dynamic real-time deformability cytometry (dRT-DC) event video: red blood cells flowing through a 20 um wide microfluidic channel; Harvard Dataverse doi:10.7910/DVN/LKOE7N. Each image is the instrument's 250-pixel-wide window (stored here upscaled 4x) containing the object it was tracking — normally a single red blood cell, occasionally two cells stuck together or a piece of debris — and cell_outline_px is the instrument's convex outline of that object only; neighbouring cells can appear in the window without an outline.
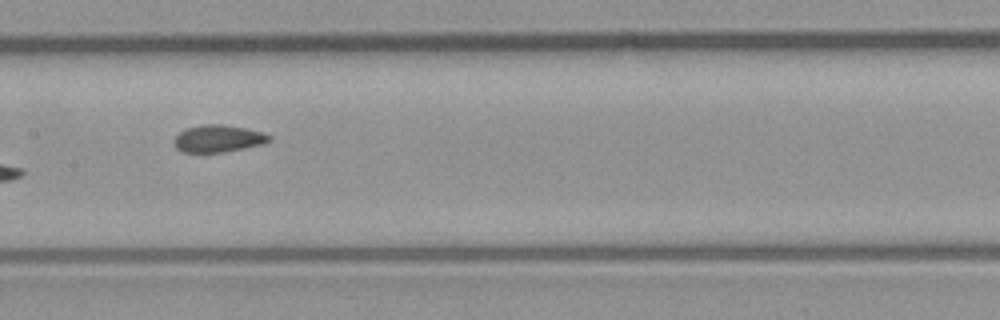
{"species": "common noctule bat (a hibernating species)", "species_latin": "Nyctalus noctula", "temperature_condition": "room temperature", "stored_images_in_passage": 10, "camera_frame_rate_fps": 3000, "um_per_image_px": 0.085, "animal": {"sex": "male", "body_mass_g": 23.1, "forearm_length_mm": 52.7}, "frame": {"image": 1, "passage_image": 9, "time_ms": 2.667, "image_size_px": [1000, 320], "cell_outline_px": [[272, 140], [264, 144], [224, 152], [184, 152], [176, 148], [172, 140], [184, 128], [200, 124], [224, 124], [264, 132], [272, 136]], "centroid_in_image_um": [18.55, 11.77], "position_along_channel_um": 188.8, "area_um2": 15.32}}
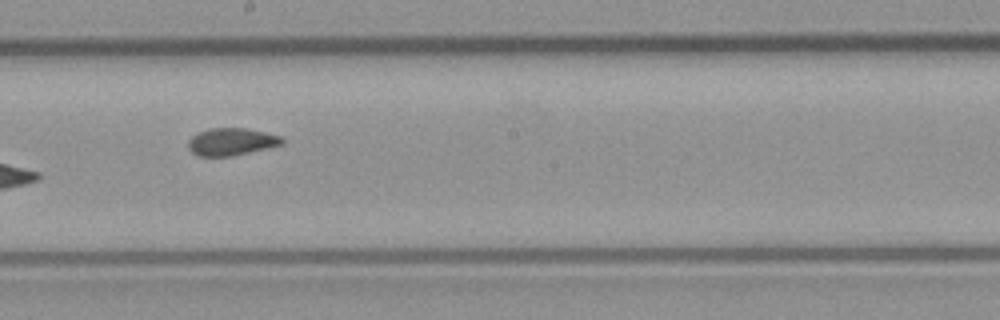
{"frame": {"image": 2, "passage_image": 10, "time_ms": 3.0, "image_size_px": [1000, 320], "cell_outline_px": [[284, 144], [232, 156], [200, 156], [192, 152], [188, 148], [188, 140], [192, 136], [208, 128], [244, 128], [264, 132], [280, 136], [284, 140]], "centroid_in_image_um": [19.66, 12.05], "position_along_channel_um": 228.5, "area_um2": 14.85}}